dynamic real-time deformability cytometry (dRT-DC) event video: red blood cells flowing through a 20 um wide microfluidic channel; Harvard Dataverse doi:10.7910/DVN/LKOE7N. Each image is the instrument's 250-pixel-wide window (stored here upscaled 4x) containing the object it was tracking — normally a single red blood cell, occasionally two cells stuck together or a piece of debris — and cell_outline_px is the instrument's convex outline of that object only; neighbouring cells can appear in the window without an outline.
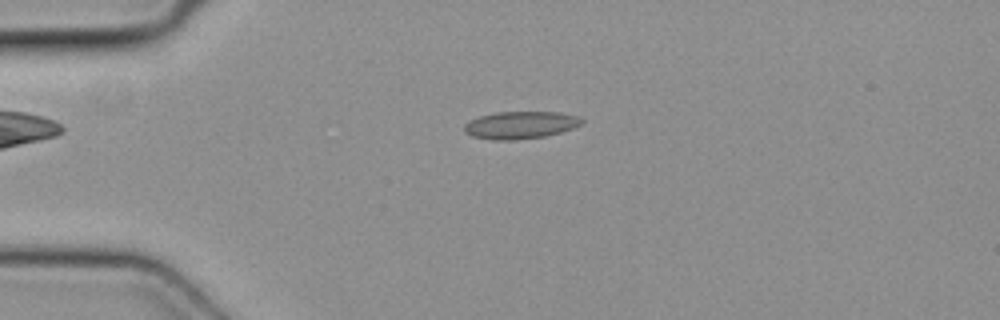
{"species": "common noctule bat (a hibernating species)", "species_latin": "Nyctalus noctula", "temperature_condition": "cold", "stored_images_in_passage": 43, "camera_frame_rate_fps": 3000, "um_per_image_px": 0.085, "animal": {"sex": "female", "body_mass_g": 19.3, "forearm_length_mm": 54.1}, "frame": {"image": 1, "passage_image": 6, "time_ms": 1.667, "image_size_px": [1000, 320], "cell_outline_px": [[584, 120], [580, 124], [572, 128], [560, 132], [544, 136], [512, 140], [492, 140], [472, 136], [464, 132], [464, 124], [480, 116], [496, 112], [560, 112], [580, 116]], "centroid_in_image_um": [44.24, 10.62], "position_along_channel_um": 40.8, "area_um2": 18.67}}
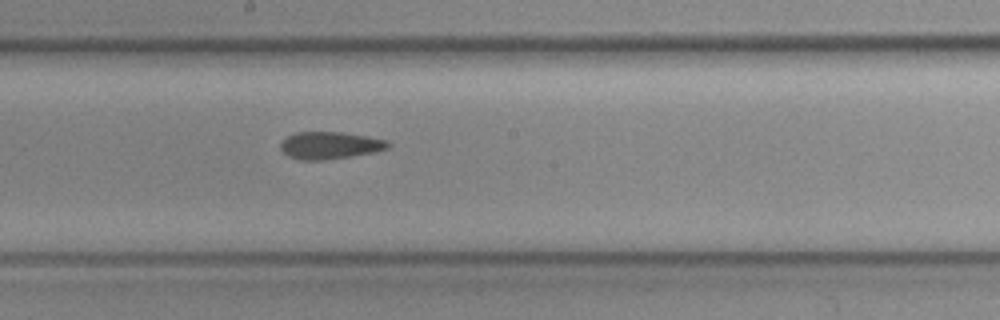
{"frame": {"image": 2, "passage_image": 21, "time_ms": 6.667, "image_size_px": [1000, 320], "cell_outline_px": [[392, 144], [388, 148], [376, 152], [324, 160], [296, 160], [288, 156], [280, 148], [280, 140], [296, 132], [340, 132], [388, 140]], "centroid_in_image_um": [28.02, 12.36], "position_along_channel_um": 220.2, "area_um2": 17.17}}
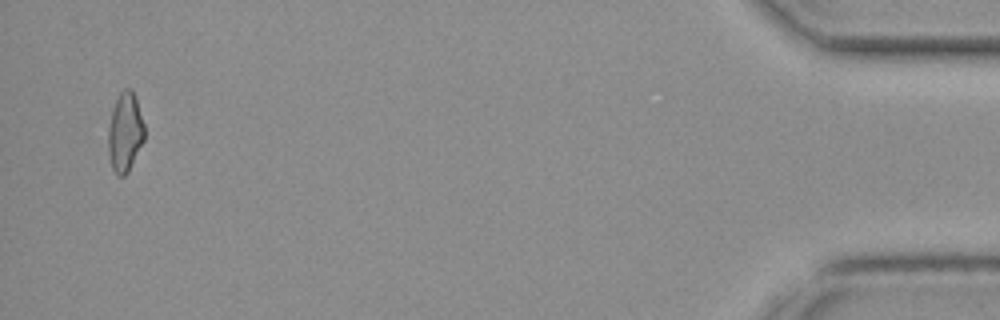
{"frame": {"image": 3, "passage_image": 42, "time_ms": 13.667, "image_size_px": [1000, 320], "cell_outline_px": [[144, 140], [128, 172], [124, 176], [116, 176], [112, 168], [108, 152], [108, 128], [112, 108], [120, 92], [124, 88], [132, 88], [136, 96], [144, 124]], "centroid_in_image_um": [10.62, 11.22], "position_along_channel_um": 424.6, "area_um2": 16.94}}